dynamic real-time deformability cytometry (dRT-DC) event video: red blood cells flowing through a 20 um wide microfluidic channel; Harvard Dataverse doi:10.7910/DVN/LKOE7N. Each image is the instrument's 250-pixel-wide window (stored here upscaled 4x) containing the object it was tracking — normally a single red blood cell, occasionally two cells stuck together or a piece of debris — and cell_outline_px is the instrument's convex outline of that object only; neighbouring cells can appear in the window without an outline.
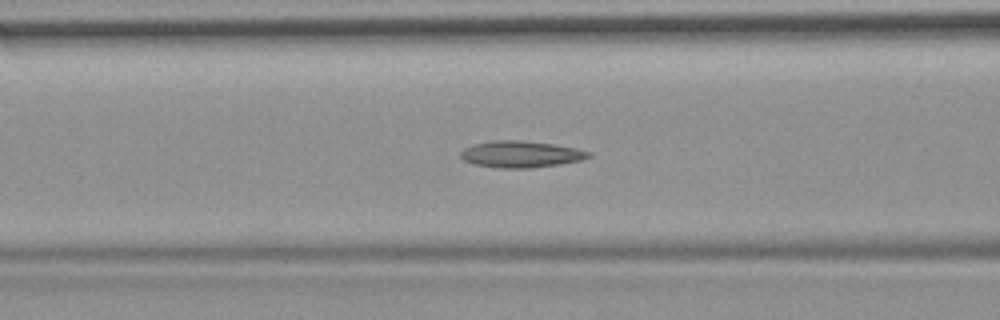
{"species": "common noctule bat (a hibernating species)", "species_latin": "Nyctalus noctula", "temperature_condition": "room temperature", "stored_images_in_passage": 42, "camera_frame_rate_fps": 3000, "um_per_image_px": 0.085, "animal": {"sex": "female", "body_mass_g": 19.9}, "frame": {"image": 1, "passage_image": 8, "time_ms": 2.333, "image_size_px": [1000, 320], "cell_outline_px": [[592, 156], [584, 160], [560, 164], [532, 168], [500, 168], [476, 164], [464, 160], [460, 156], [460, 152], [464, 148], [476, 144], [492, 140], [520, 140], [552, 144], [576, 148], [592, 152]], "centroid_in_image_um": [44.32, 13.11], "position_along_channel_um": 122.3, "area_um2": 19.83}}
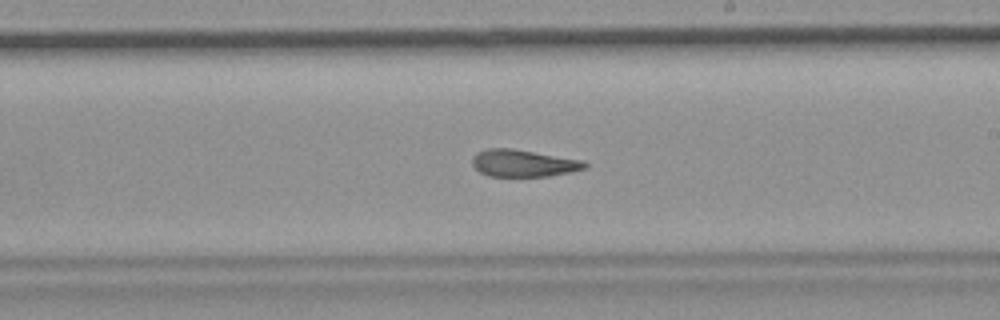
{"frame": {"image": 2, "passage_image": 18, "time_ms": 5.667, "image_size_px": [1000, 320], "cell_outline_px": [[588, 168], [572, 172], [548, 176], [488, 176], [480, 172], [472, 164], [472, 156], [476, 152], [488, 148], [512, 148], [584, 160], [588, 164]], "centroid_in_image_um": [44.51, 13.87], "position_along_channel_um": 244.5, "area_um2": 17.98}}
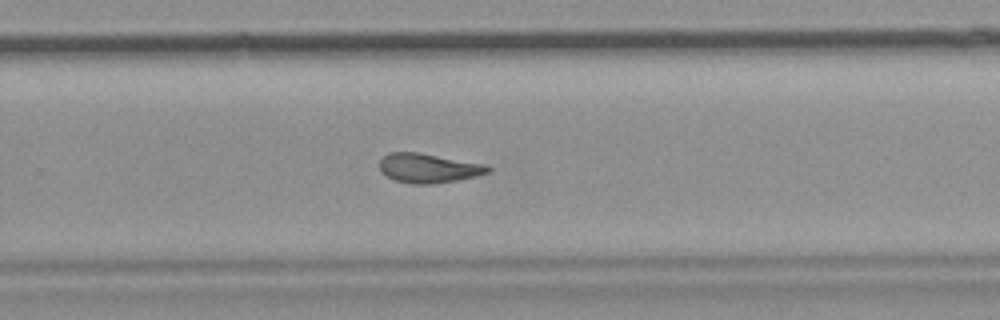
{"frame": {"image": 3, "passage_image": 22, "time_ms": 7.0, "image_size_px": [1000, 320], "cell_outline_px": [[492, 168], [488, 172], [476, 176], [456, 180], [432, 184], [412, 184], [392, 180], [380, 172], [380, 160], [388, 152], [420, 152], [488, 164]], "centroid_in_image_um": [36.41, 14.28], "position_along_channel_um": 293.4, "area_um2": 18.84}, "authors_computed_cell_mechanics": {"area_um2": 18.9295, "velocity_mm_per_s": 3.6852, "shape_relaxation_time_tau1_ms": null, "shape_relaxation_time_tau2_ms": 3.4613, "deformation_change_tau1": null, "deformation_change_tau2": 0.1299}}